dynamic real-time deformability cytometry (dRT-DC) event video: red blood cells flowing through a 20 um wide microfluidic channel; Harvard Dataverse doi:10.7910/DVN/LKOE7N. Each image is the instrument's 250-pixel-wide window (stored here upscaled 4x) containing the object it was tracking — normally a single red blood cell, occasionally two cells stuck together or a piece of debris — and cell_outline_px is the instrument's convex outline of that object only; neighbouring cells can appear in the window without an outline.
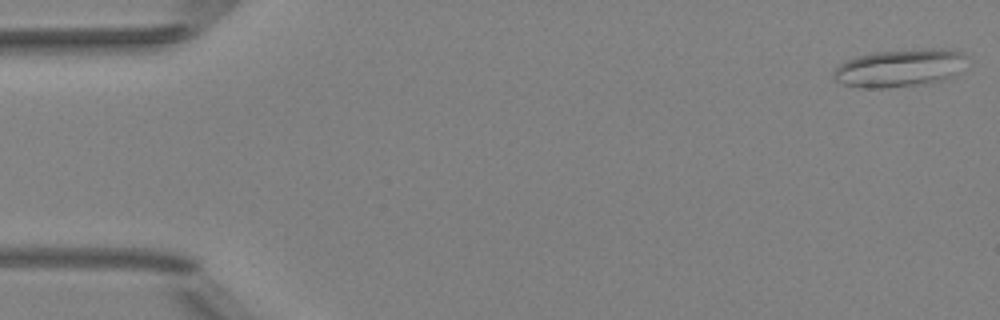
{"species": "Egyptian fruit bat (a non-hibernating species)", "species_latin": "Rousettus aegyptiacus", "temperature_condition": "room temperature", "stored_images_in_passage": 13, "camera_frame_rate_fps": 3000, "um_per_image_px": 0.085, "animal": {"sex": "female"}, "frame": {"image": 1, "passage_image": 1, "time_ms": 0.0, "image_size_px": [1000, 320], "cell_outline_px": [[972, 64], [960, 72], [944, 80], [924, 84], [888, 88], [860, 88], [844, 84], [836, 80], [832, 76], [832, 72], [844, 60], [856, 56], [876, 52], [932, 48], [940, 48], [960, 52], [968, 56]], "centroid_in_image_um": [76.56, 5.78], "position_along_channel_um": 8.4, "area_um2": 30.0}}